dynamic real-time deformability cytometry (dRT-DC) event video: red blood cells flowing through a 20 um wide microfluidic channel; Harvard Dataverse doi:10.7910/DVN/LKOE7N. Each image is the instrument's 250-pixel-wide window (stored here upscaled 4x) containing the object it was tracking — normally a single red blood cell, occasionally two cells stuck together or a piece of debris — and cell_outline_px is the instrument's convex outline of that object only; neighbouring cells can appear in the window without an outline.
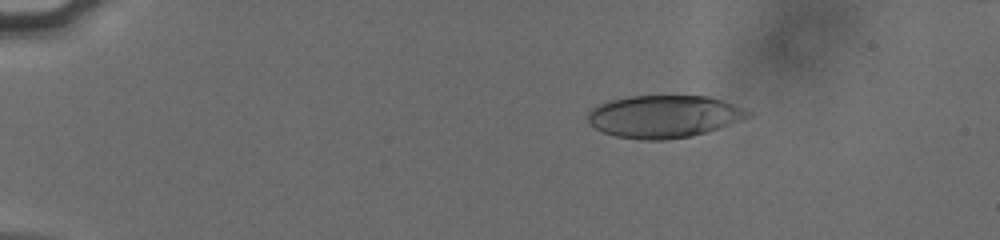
{"species": "human", "species_latin": "Homo sapiens", "temperature_condition": "cold", "stored_images_in_passage": 55, "camera_frame_rate_fps": 3000, "um_per_image_px": 0.085, "donor": {"sex": "male"}, "frame": {"image": 1, "passage_image": 10, "time_ms": 3.0, "image_size_px": [1000, 240], "cell_outline_px": [[752, 116], [720, 128], [708, 132], [692, 136], [664, 140], [640, 140], [616, 136], [604, 132], [588, 124], [588, 112], [592, 108], [608, 100], [632, 96], [708, 96], [724, 100], [752, 112]], "centroid_in_image_um": [56.45, 9.9], "position_along_channel_um": 28.5, "area_um2": 39.82}}
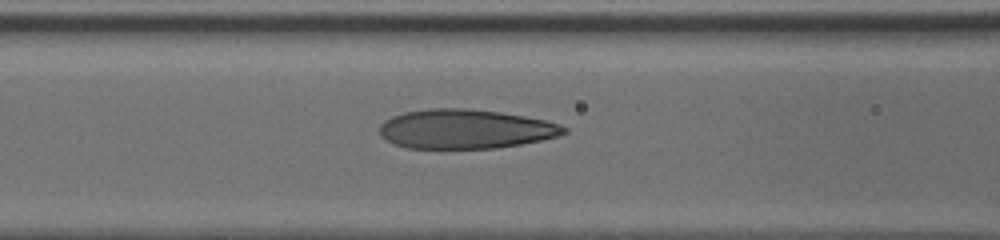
{"frame": {"image": 2, "passage_image": 25, "time_ms": 8.0, "image_size_px": [1000, 240], "cell_outline_px": [[568, 132], [556, 136], [540, 140], [520, 144], [496, 148], [404, 148], [380, 136], [380, 124], [384, 120], [392, 116], [404, 112], [428, 108], [468, 108], [500, 112], [524, 116], [544, 120], [560, 124], [568, 128]], "centroid_in_image_um": [39.54, 10.96], "position_along_channel_um": 127.1, "area_um2": 42.25}}
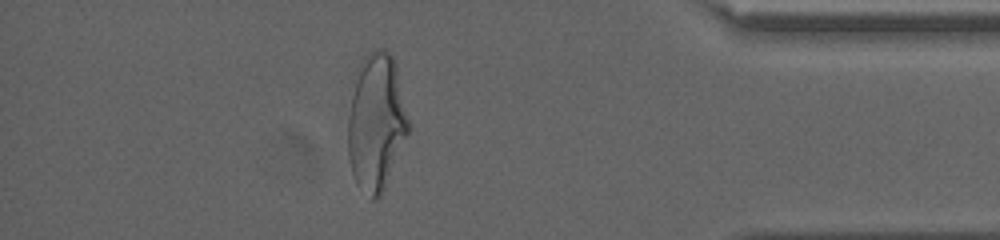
{"frame": {"image": 3, "passage_image": 49, "time_ms": 16.0, "image_size_px": [1000, 240], "cell_outline_px": [[408, 132], [384, 188], [380, 196], [372, 200], [356, 184], [352, 176], [348, 156], [348, 116], [352, 96], [360, 64], [364, 52], [376, 48], [384, 48], [392, 56], [396, 64], [408, 120]], "centroid_in_image_um": [31.96, 10.37], "position_along_channel_um": 403.2, "area_um2": 47.74}, "authors_computed_cell_mechanics": {"area_um2": 42.1362, "velocity_mm_per_s": 3.8223, "shape_relaxation_time_tau1_ms": 4.4761, "shape_relaxation_time_tau2_ms": 0.9391, "deformation_change_tau1": 0.2077, "deformation_change_tau2": 0.0953}}